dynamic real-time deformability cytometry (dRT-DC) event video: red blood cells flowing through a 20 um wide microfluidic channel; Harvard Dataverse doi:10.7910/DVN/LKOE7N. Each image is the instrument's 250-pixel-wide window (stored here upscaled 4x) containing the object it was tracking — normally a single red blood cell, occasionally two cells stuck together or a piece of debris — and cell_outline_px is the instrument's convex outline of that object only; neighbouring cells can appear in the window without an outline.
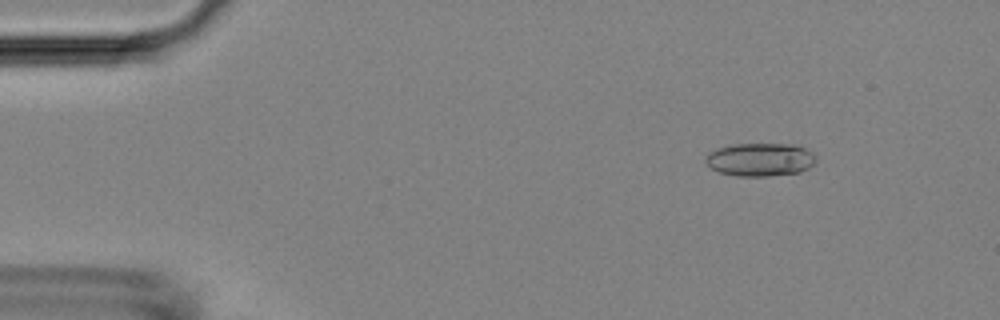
{"species": "Egyptian fruit bat (a non-hibernating species)", "species_latin": "Rousettus aegyptiacus", "temperature_condition": "room temperature", "stored_images_in_passage": 53, "camera_frame_rate_fps": 3000, "um_per_image_px": 0.085, "animal": {"sex": "female"}, "frame": {"image": 1, "passage_image": 7, "time_ms": 2.0, "image_size_px": [1000, 320], "cell_outline_px": [[816, 160], [808, 168], [800, 172], [768, 176], [736, 176], [720, 172], [712, 168], [704, 160], [708, 152], [716, 148], [732, 144], [792, 144], [804, 148], [812, 152], [816, 156]], "centroid_in_image_um": [64.6, 13.56], "position_along_channel_um": 20.4, "area_um2": 21.39}}
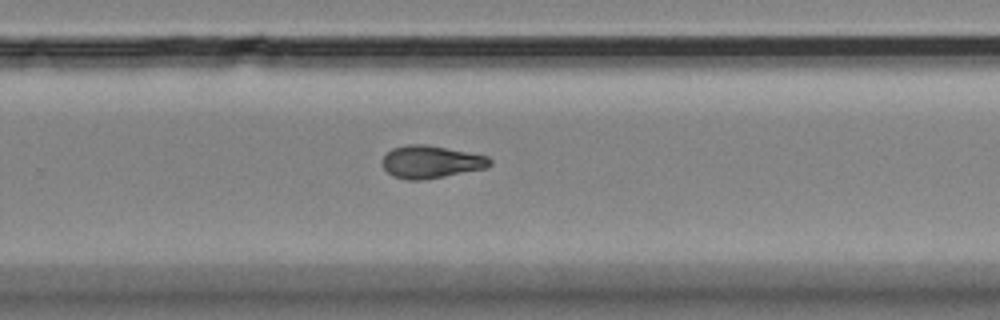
{"frame": {"image": 2, "passage_image": 35, "time_ms": 11.333, "image_size_px": [1000, 320], "cell_outline_px": [[492, 164], [488, 168], [424, 180], [404, 180], [392, 176], [384, 168], [384, 156], [392, 148], [408, 144], [424, 144], [488, 156], [492, 160]], "centroid_in_image_um": [36.66, 13.77], "position_along_channel_um": 293.1, "area_um2": 20.4}}
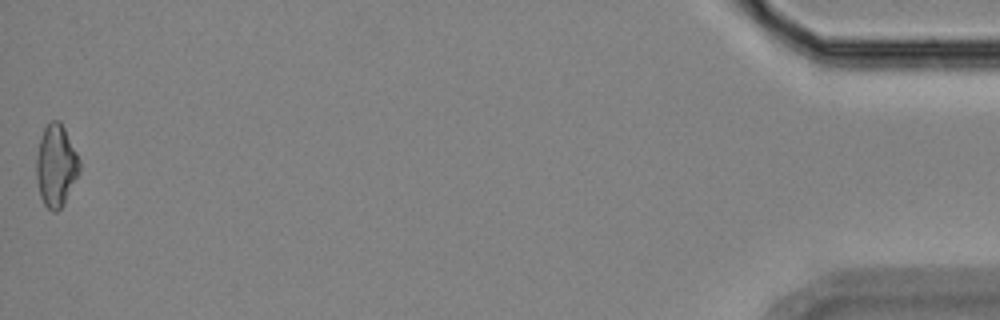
{"frame": {"image": 3, "passage_image": 53, "time_ms": 17.333, "image_size_px": [1000, 320], "cell_outline_px": [[80, 172], [64, 204], [56, 212], [52, 212], [44, 204], [40, 196], [36, 180], [36, 156], [40, 136], [44, 128], [52, 120], [60, 120], [80, 160]], "centroid_in_image_um": [4.75, 14.09], "position_along_channel_um": 430.4, "area_um2": 20.75}, "authors_computed_cell_mechanics": {"area_um2": 20.5768, "velocity_mm_per_s": 3.8086, "shape_relaxation_time_tau1_ms": null, "shape_relaxation_time_tau2_ms": 3.8294, "deformation_change_tau1": null, "deformation_change_tau2": 0.1054}}